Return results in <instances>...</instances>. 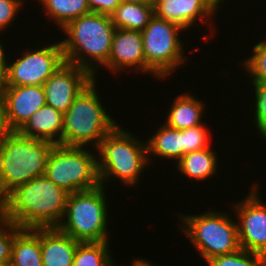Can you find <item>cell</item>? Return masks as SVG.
<instances>
[{"label":"cell","mask_w":266,"mask_h":266,"mask_svg":"<svg viewBox=\"0 0 266 266\" xmlns=\"http://www.w3.org/2000/svg\"><path fill=\"white\" fill-rule=\"evenodd\" d=\"M55 42L34 50L27 48L15 61L8 58L6 75L0 86H43L65 62L61 42Z\"/></svg>","instance_id":"cell-10"},{"label":"cell","mask_w":266,"mask_h":266,"mask_svg":"<svg viewBox=\"0 0 266 266\" xmlns=\"http://www.w3.org/2000/svg\"><path fill=\"white\" fill-rule=\"evenodd\" d=\"M147 139V158L149 165L153 157L159 159L176 160L177 163L183 157V130L173 129L165 123L155 130ZM151 160V161H150Z\"/></svg>","instance_id":"cell-19"},{"label":"cell","mask_w":266,"mask_h":266,"mask_svg":"<svg viewBox=\"0 0 266 266\" xmlns=\"http://www.w3.org/2000/svg\"><path fill=\"white\" fill-rule=\"evenodd\" d=\"M185 29L167 20L156 17L141 32L146 62V74L166 79L187 61L184 43L180 35Z\"/></svg>","instance_id":"cell-8"},{"label":"cell","mask_w":266,"mask_h":266,"mask_svg":"<svg viewBox=\"0 0 266 266\" xmlns=\"http://www.w3.org/2000/svg\"><path fill=\"white\" fill-rule=\"evenodd\" d=\"M154 16V6L122 1L110 15L117 29L142 32Z\"/></svg>","instance_id":"cell-22"},{"label":"cell","mask_w":266,"mask_h":266,"mask_svg":"<svg viewBox=\"0 0 266 266\" xmlns=\"http://www.w3.org/2000/svg\"><path fill=\"white\" fill-rule=\"evenodd\" d=\"M96 81L94 78L63 114L62 145L96 148L100 139L118 124L103 106Z\"/></svg>","instance_id":"cell-5"},{"label":"cell","mask_w":266,"mask_h":266,"mask_svg":"<svg viewBox=\"0 0 266 266\" xmlns=\"http://www.w3.org/2000/svg\"><path fill=\"white\" fill-rule=\"evenodd\" d=\"M95 150L55 144L46 164L45 176L66 192L90 190L100 185Z\"/></svg>","instance_id":"cell-9"},{"label":"cell","mask_w":266,"mask_h":266,"mask_svg":"<svg viewBox=\"0 0 266 266\" xmlns=\"http://www.w3.org/2000/svg\"><path fill=\"white\" fill-rule=\"evenodd\" d=\"M43 7L44 14L60 29L70 21L91 13L87 0H36Z\"/></svg>","instance_id":"cell-23"},{"label":"cell","mask_w":266,"mask_h":266,"mask_svg":"<svg viewBox=\"0 0 266 266\" xmlns=\"http://www.w3.org/2000/svg\"><path fill=\"white\" fill-rule=\"evenodd\" d=\"M266 38L261 42H257L252 46L253 52L247 59L242 60L241 66H244L243 70H247V77L251 78V81L266 83Z\"/></svg>","instance_id":"cell-25"},{"label":"cell","mask_w":266,"mask_h":266,"mask_svg":"<svg viewBox=\"0 0 266 266\" xmlns=\"http://www.w3.org/2000/svg\"><path fill=\"white\" fill-rule=\"evenodd\" d=\"M109 243L80 242L72 266H116Z\"/></svg>","instance_id":"cell-24"},{"label":"cell","mask_w":266,"mask_h":266,"mask_svg":"<svg viewBox=\"0 0 266 266\" xmlns=\"http://www.w3.org/2000/svg\"><path fill=\"white\" fill-rule=\"evenodd\" d=\"M9 266H43L41 228L22 229L14 237Z\"/></svg>","instance_id":"cell-21"},{"label":"cell","mask_w":266,"mask_h":266,"mask_svg":"<svg viewBox=\"0 0 266 266\" xmlns=\"http://www.w3.org/2000/svg\"><path fill=\"white\" fill-rule=\"evenodd\" d=\"M93 79L86 69L65 61L43 84L46 104L64 114Z\"/></svg>","instance_id":"cell-12"},{"label":"cell","mask_w":266,"mask_h":266,"mask_svg":"<svg viewBox=\"0 0 266 266\" xmlns=\"http://www.w3.org/2000/svg\"><path fill=\"white\" fill-rule=\"evenodd\" d=\"M1 41H2V39H0V85L4 81V78L6 75L7 60H8V56H6V52H5L6 47L4 46V43H2ZM3 46H4V48H3Z\"/></svg>","instance_id":"cell-33"},{"label":"cell","mask_w":266,"mask_h":266,"mask_svg":"<svg viewBox=\"0 0 266 266\" xmlns=\"http://www.w3.org/2000/svg\"><path fill=\"white\" fill-rule=\"evenodd\" d=\"M63 113L52 106L38 109L17 131L19 134L62 145Z\"/></svg>","instance_id":"cell-17"},{"label":"cell","mask_w":266,"mask_h":266,"mask_svg":"<svg viewBox=\"0 0 266 266\" xmlns=\"http://www.w3.org/2000/svg\"><path fill=\"white\" fill-rule=\"evenodd\" d=\"M64 60L89 71L94 78L109 59L115 26L109 15L91 12L70 21L60 30Z\"/></svg>","instance_id":"cell-2"},{"label":"cell","mask_w":266,"mask_h":266,"mask_svg":"<svg viewBox=\"0 0 266 266\" xmlns=\"http://www.w3.org/2000/svg\"><path fill=\"white\" fill-rule=\"evenodd\" d=\"M226 211H207L199 215L178 214L179 229L194 245L205 263L213 257L231 254L241 249L237 218L232 220Z\"/></svg>","instance_id":"cell-7"},{"label":"cell","mask_w":266,"mask_h":266,"mask_svg":"<svg viewBox=\"0 0 266 266\" xmlns=\"http://www.w3.org/2000/svg\"><path fill=\"white\" fill-rule=\"evenodd\" d=\"M103 68L115 75L132 69L137 75L139 72L146 73L141 32L116 28L109 59Z\"/></svg>","instance_id":"cell-15"},{"label":"cell","mask_w":266,"mask_h":266,"mask_svg":"<svg viewBox=\"0 0 266 266\" xmlns=\"http://www.w3.org/2000/svg\"><path fill=\"white\" fill-rule=\"evenodd\" d=\"M12 131L8 127L7 120L5 118V114L2 108V105L0 104V149L6 140L7 136L11 133Z\"/></svg>","instance_id":"cell-32"},{"label":"cell","mask_w":266,"mask_h":266,"mask_svg":"<svg viewBox=\"0 0 266 266\" xmlns=\"http://www.w3.org/2000/svg\"><path fill=\"white\" fill-rule=\"evenodd\" d=\"M23 6L24 0H0V32L12 26Z\"/></svg>","instance_id":"cell-30"},{"label":"cell","mask_w":266,"mask_h":266,"mask_svg":"<svg viewBox=\"0 0 266 266\" xmlns=\"http://www.w3.org/2000/svg\"><path fill=\"white\" fill-rule=\"evenodd\" d=\"M258 185L253 183L245 199L230 204L237 213L240 247L266 257V203L262 202Z\"/></svg>","instance_id":"cell-11"},{"label":"cell","mask_w":266,"mask_h":266,"mask_svg":"<svg viewBox=\"0 0 266 266\" xmlns=\"http://www.w3.org/2000/svg\"><path fill=\"white\" fill-rule=\"evenodd\" d=\"M125 2H131L135 4H143V5H149V6H154L156 0H122Z\"/></svg>","instance_id":"cell-35"},{"label":"cell","mask_w":266,"mask_h":266,"mask_svg":"<svg viewBox=\"0 0 266 266\" xmlns=\"http://www.w3.org/2000/svg\"><path fill=\"white\" fill-rule=\"evenodd\" d=\"M2 216V199L0 198V217Z\"/></svg>","instance_id":"cell-36"},{"label":"cell","mask_w":266,"mask_h":266,"mask_svg":"<svg viewBox=\"0 0 266 266\" xmlns=\"http://www.w3.org/2000/svg\"><path fill=\"white\" fill-rule=\"evenodd\" d=\"M21 230L10 220L0 217V266H9L14 237Z\"/></svg>","instance_id":"cell-29"},{"label":"cell","mask_w":266,"mask_h":266,"mask_svg":"<svg viewBox=\"0 0 266 266\" xmlns=\"http://www.w3.org/2000/svg\"><path fill=\"white\" fill-rule=\"evenodd\" d=\"M122 0H87L91 12L111 15Z\"/></svg>","instance_id":"cell-31"},{"label":"cell","mask_w":266,"mask_h":266,"mask_svg":"<svg viewBox=\"0 0 266 266\" xmlns=\"http://www.w3.org/2000/svg\"><path fill=\"white\" fill-rule=\"evenodd\" d=\"M79 243L57 227L41 228L43 266H72Z\"/></svg>","instance_id":"cell-16"},{"label":"cell","mask_w":266,"mask_h":266,"mask_svg":"<svg viewBox=\"0 0 266 266\" xmlns=\"http://www.w3.org/2000/svg\"><path fill=\"white\" fill-rule=\"evenodd\" d=\"M204 100L196 99L191 93H181L171 103L167 112V119L164 123L173 129L184 130L190 127L199 126L205 111Z\"/></svg>","instance_id":"cell-18"},{"label":"cell","mask_w":266,"mask_h":266,"mask_svg":"<svg viewBox=\"0 0 266 266\" xmlns=\"http://www.w3.org/2000/svg\"><path fill=\"white\" fill-rule=\"evenodd\" d=\"M2 105L8 127L18 131L27 120L46 105L43 86H0Z\"/></svg>","instance_id":"cell-13"},{"label":"cell","mask_w":266,"mask_h":266,"mask_svg":"<svg viewBox=\"0 0 266 266\" xmlns=\"http://www.w3.org/2000/svg\"><path fill=\"white\" fill-rule=\"evenodd\" d=\"M218 156L212 146L185 154L174 167L186 177L197 181L213 178L218 173Z\"/></svg>","instance_id":"cell-20"},{"label":"cell","mask_w":266,"mask_h":266,"mask_svg":"<svg viewBox=\"0 0 266 266\" xmlns=\"http://www.w3.org/2000/svg\"><path fill=\"white\" fill-rule=\"evenodd\" d=\"M206 123L183 130V156L211 146L210 130Z\"/></svg>","instance_id":"cell-28"},{"label":"cell","mask_w":266,"mask_h":266,"mask_svg":"<svg viewBox=\"0 0 266 266\" xmlns=\"http://www.w3.org/2000/svg\"><path fill=\"white\" fill-rule=\"evenodd\" d=\"M69 193L45 175L14 188L2 199V216L21 229L57 227Z\"/></svg>","instance_id":"cell-1"},{"label":"cell","mask_w":266,"mask_h":266,"mask_svg":"<svg viewBox=\"0 0 266 266\" xmlns=\"http://www.w3.org/2000/svg\"><path fill=\"white\" fill-rule=\"evenodd\" d=\"M105 191L106 187L99 185L70 193L64 218L57 228L79 242L109 241V203Z\"/></svg>","instance_id":"cell-6"},{"label":"cell","mask_w":266,"mask_h":266,"mask_svg":"<svg viewBox=\"0 0 266 266\" xmlns=\"http://www.w3.org/2000/svg\"><path fill=\"white\" fill-rule=\"evenodd\" d=\"M220 5H223L221 0H156L154 15L185 30L200 25L199 21H204L206 25L209 23L211 29L214 27L210 25L214 21L212 18H215L213 16H216Z\"/></svg>","instance_id":"cell-14"},{"label":"cell","mask_w":266,"mask_h":266,"mask_svg":"<svg viewBox=\"0 0 266 266\" xmlns=\"http://www.w3.org/2000/svg\"><path fill=\"white\" fill-rule=\"evenodd\" d=\"M54 143L12 131L0 149V198L33 178L44 176Z\"/></svg>","instance_id":"cell-4"},{"label":"cell","mask_w":266,"mask_h":266,"mask_svg":"<svg viewBox=\"0 0 266 266\" xmlns=\"http://www.w3.org/2000/svg\"><path fill=\"white\" fill-rule=\"evenodd\" d=\"M249 82H252L250 84L254 87L252 92L255 94V100L254 103H252L254 105H250L254 109V127L258 129L256 131L257 133L259 132L260 138L262 137L266 140V83L256 81Z\"/></svg>","instance_id":"cell-27"},{"label":"cell","mask_w":266,"mask_h":266,"mask_svg":"<svg viewBox=\"0 0 266 266\" xmlns=\"http://www.w3.org/2000/svg\"><path fill=\"white\" fill-rule=\"evenodd\" d=\"M129 266H155V264L151 263L150 261L144 259L143 258H136L135 260H132V265ZM159 266V265H156Z\"/></svg>","instance_id":"cell-34"},{"label":"cell","mask_w":266,"mask_h":266,"mask_svg":"<svg viewBox=\"0 0 266 266\" xmlns=\"http://www.w3.org/2000/svg\"><path fill=\"white\" fill-rule=\"evenodd\" d=\"M117 124L105 134L95 148L100 185L118 181L126 187L138 185L141 174L149 166L146 140ZM141 176V177H140ZM107 182V183H106Z\"/></svg>","instance_id":"cell-3"},{"label":"cell","mask_w":266,"mask_h":266,"mask_svg":"<svg viewBox=\"0 0 266 266\" xmlns=\"http://www.w3.org/2000/svg\"><path fill=\"white\" fill-rule=\"evenodd\" d=\"M206 263L208 266H266V257L241 248L231 254L213 257Z\"/></svg>","instance_id":"cell-26"}]
</instances>
